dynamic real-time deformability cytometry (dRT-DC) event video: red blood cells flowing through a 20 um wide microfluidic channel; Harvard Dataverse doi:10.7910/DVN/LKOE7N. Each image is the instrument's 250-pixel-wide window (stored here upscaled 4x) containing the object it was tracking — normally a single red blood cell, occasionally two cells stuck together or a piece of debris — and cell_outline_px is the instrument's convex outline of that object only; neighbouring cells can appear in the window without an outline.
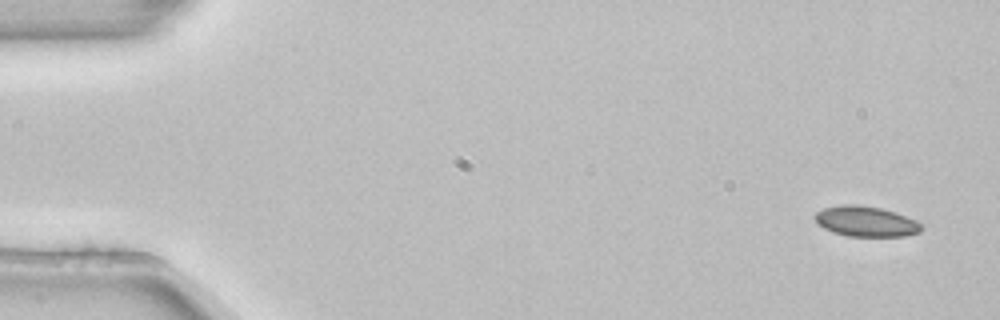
{"species": "common noctule bat (a hibernating species)", "species_latin": "Nyctalus noctula", "temperature_condition": "room temperature", "stored_images_in_passage": 5, "camera_frame_rate_fps": 3000, "um_per_image_px": 0.085, "animal": {"sex": "female", "body_mass_g": 22.7, "forearm_length_mm": 54.2}, "frame": {"image": 1, "passage_image": 1, "time_ms": 0.0, "image_size_px": [1000, 320], "cell_outline_px": [[924, 228], [920, 232], [904, 236], [848, 236], [824, 228], [816, 224], [812, 216], [816, 212], [824, 208], [844, 204], [856, 204], [880, 208], [896, 212], [916, 220], [924, 224]], "centroid_in_image_um": [73.61, 18.81], "position_along_channel_um": 11.4, "area_um2": 19.02}}
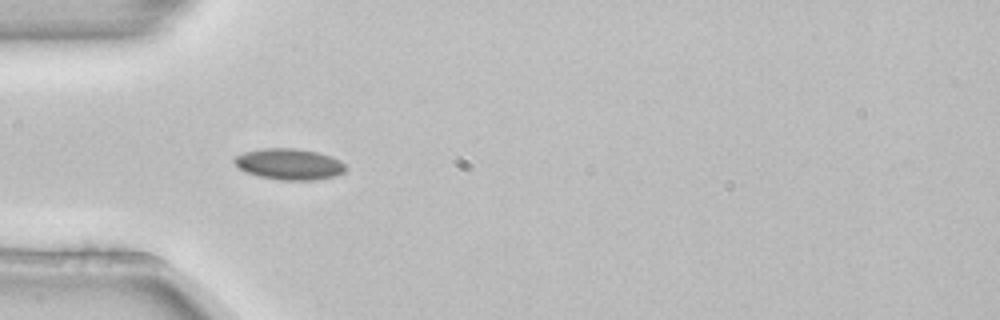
{"frame": {"image": 2, "passage_image": 4, "time_ms": 1.0, "image_size_px": [1000, 320], "cell_outline_px": [[348, 168], [344, 172], [336, 176], [316, 180], [280, 180], [260, 176], [248, 172], [240, 168], [232, 160], [236, 156], [244, 152], [260, 148], [296, 148], [316, 152], [332, 156], [340, 160]], "centroid_in_image_um": [24.63, 13.95], "position_along_channel_um": 60.4, "area_um2": 20.23}}